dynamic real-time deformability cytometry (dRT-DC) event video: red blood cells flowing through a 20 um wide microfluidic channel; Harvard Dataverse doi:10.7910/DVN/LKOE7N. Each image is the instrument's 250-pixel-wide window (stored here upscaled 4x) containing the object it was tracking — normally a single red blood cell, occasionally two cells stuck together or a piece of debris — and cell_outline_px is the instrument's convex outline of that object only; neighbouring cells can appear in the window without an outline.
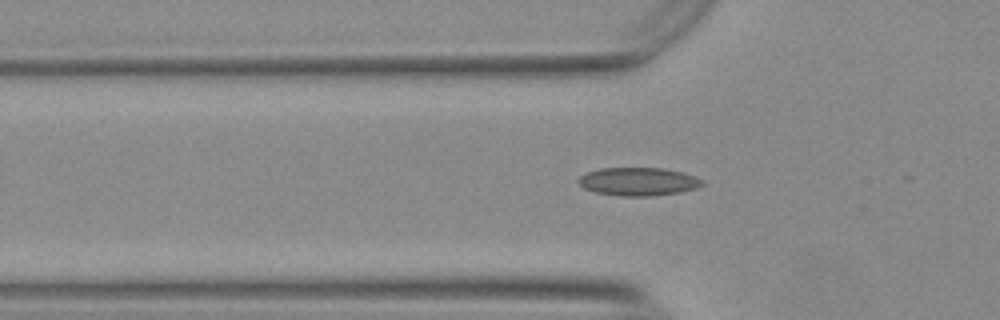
{"species": "Egyptian fruit bat (a non-hibernating species)", "species_latin": "Rousettus aegyptiacus", "temperature_condition": "warm", "stored_images_in_passage": 45, "camera_frame_rate_fps": 3000, "um_per_image_px": 0.085, "animal": {"sex": "female"}, "frame": {"image": 1, "passage_image": 18, "time_ms": 5.667, "image_size_px": [1000, 320], "cell_outline_px": [[704, 184], [696, 188], [680, 192], [648, 196], [620, 196], [596, 192], [584, 188], [576, 180], [584, 172], [600, 168], [664, 168], [696, 176], [704, 180]], "centroid_in_image_um": [54.24, 15.42], "position_along_channel_um": 71.6, "area_um2": 20.4}}
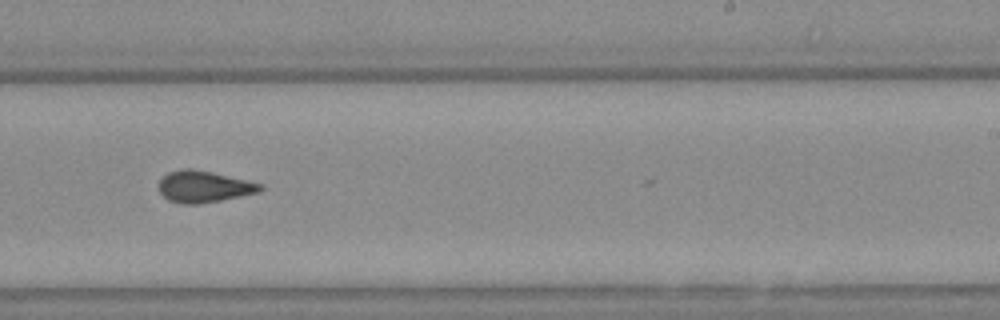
{"frame": {"image": 2, "passage_image": 34, "time_ms": 11.0, "image_size_px": [1000, 320], "cell_outline_px": [[264, 188], [260, 192], [220, 200], [196, 204], [180, 204], [168, 200], [160, 192], [160, 180], [168, 172], [180, 168], [192, 168], [212, 172], [260, 184]], "centroid_in_image_um": [17.29, 15.86], "position_along_channel_um": 271.7, "area_um2": 18.44}}
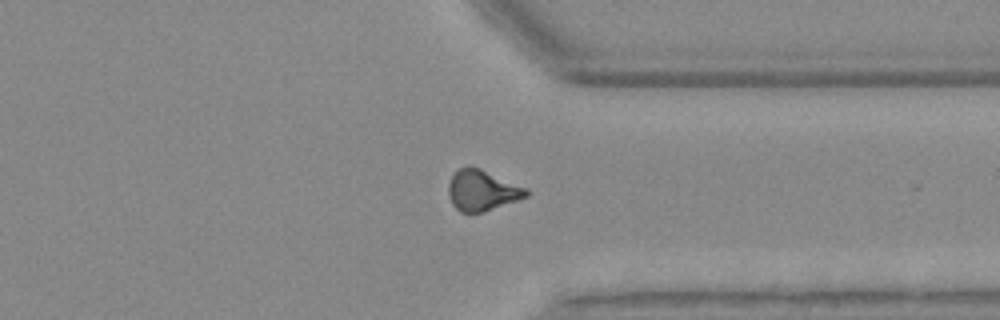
{"frame": {"image": 3, "passage_image": 42, "time_ms": 13.667, "image_size_px": [1000, 320], "cell_outline_px": [[528, 196], [484, 212], [460, 212], [452, 204], [448, 196], [448, 184], [452, 176], [460, 168], [468, 164], [480, 168], [528, 188]], "centroid_in_image_um": [40.97, 16.17], "position_along_channel_um": 370.4, "area_um2": 18.55}, "authors_computed_cell_mechanics": {"area_um2": 18.785, "velocity_mm_per_s": 3.7419, "shape_relaxation_time_tau1_ms": null, "shape_relaxation_time_tau2_ms": 1.5615, "deformation_change_tau1": null, "deformation_change_tau2": 0.0827}}